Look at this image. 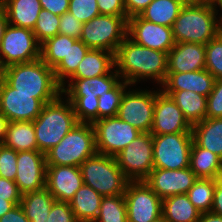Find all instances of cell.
I'll return each instance as SVG.
<instances>
[{"instance_id": "obj_1", "label": "cell", "mask_w": 222, "mask_h": 222, "mask_svg": "<svg viewBox=\"0 0 222 222\" xmlns=\"http://www.w3.org/2000/svg\"><path fill=\"white\" fill-rule=\"evenodd\" d=\"M115 69L129 85L141 79H153L162 85L167 77L168 53L138 45L126 37L116 51Z\"/></svg>"}, {"instance_id": "obj_2", "label": "cell", "mask_w": 222, "mask_h": 222, "mask_svg": "<svg viewBox=\"0 0 222 222\" xmlns=\"http://www.w3.org/2000/svg\"><path fill=\"white\" fill-rule=\"evenodd\" d=\"M1 77L15 88L16 92L33 94L34 98L44 104L55 100L62 93L53 68H50L41 58L5 67Z\"/></svg>"}, {"instance_id": "obj_3", "label": "cell", "mask_w": 222, "mask_h": 222, "mask_svg": "<svg viewBox=\"0 0 222 222\" xmlns=\"http://www.w3.org/2000/svg\"><path fill=\"white\" fill-rule=\"evenodd\" d=\"M212 3H186L175 19L172 32L175 43L206 45L222 31V19Z\"/></svg>"}, {"instance_id": "obj_4", "label": "cell", "mask_w": 222, "mask_h": 222, "mask_svg": "<svg viewBox=\"0 0 222 222\" xmlns=\"http://www.w3.org/2000/svg\"><path fill=\"white\" fill-rule=\"evenodd\" d=\"M113 70L107 75L93 78H70L68 85L61 87L62 94H66L72 104L78 123L93 124L98 120V97L122 80L116 69Z\"/></svg>"}, {"instance_id": "obj_5", "label": "cell", "mask_w": 222, "mask_h": 222, "mask_svg": "<svg viewBox=\"0 0 222 222\" xmlns=\"http://www.w3.org/2000/svg\"><path fill=\"white\" fill-rule=\"evenodd\" d=\"M62 95L61 93L55 100L46 103L33 121L37 151L45 154L59 144L78 123L72 104L67 98L64 100Z\"/></svg>"}, {"instance_id": "obj_6", "label": "cell", "mask_w": 222, "mask_h": 222, "mask_svg": "<svg viewBox=\"0 0 222 222\" xmlns=\"http://www.w3.org/2000/svg\"><path fill=\"white\" fill-rule=\"evenodd\" d=\"M97 154L95 131L90 123H77L62 141L46 154L47 166L80 167L88 158Z\"/></svg>"}, {"instance_id": "obj_7", "label": "cell", "mask_w": 222, "mask_h": 222, "mask_svg": "<svg viewBox=\"0 0 222 222\" xmlns=\"http://www.w3.org/2000/svg\"><path fill=\"white\" fill-rule=\"evenodd\" d=\"M83 184L103 197L124 195L129 180L119 168L115 157L96 154L80 165Z\"/></svg>"}, {"instance_id": "obj_8", "label": "cell", "mask_w": 222, "mask_h": 222, "mask_svg": "<svg viewBox=\"0 0 222 222\" xmlns=\"http://www.w3.org/2000/svg\"><path fill=\"white\" fill-rule=\"evenodd\" d=\"M127 20V16H96L83 23L80 40L90 49H103L116 54L127 37Z\"/></svg>"}, {"instance_id": "obj_9", "label": "cell", "mask_w": 222, "mask_h": 222, "mask_svg": "<svg viewBox=\"0 0 222 222\" xmlns=\"http://www.w3.org/2000/svg\"><path fill=\"white\" fill-rule=\"evenodd\" d=\"M154 168L180 170L189 167L192 133L152 135Z\"/></svg>"}, {"instance_id": "obj_10", "label": "cell", "mask_w": 222, "mask_h": 222, "mask_svg": "<svg viewBox=\"0 0 222 222\" xmlns=\"http://www.w3.org/2000/svg\"><path fill=\"white\" fill-rule=\"evenodd\" d=\"M115 158L129 181H144L154 169L151 133H141Z\"/></svg>"}, {"instance_id": "obj_11", "label": "cell", "mask_w": 222, "mask_h": 222, "mask_svg": "<svg viewBox=\"0 0 222 222\" xmlns=\"http://www.w3.org/2000/svg\"><path fill=\"white\" fill-rule=\"evenodd\" d=\"M40 46L32 29L9 24L0 46V63L3 69L39 59Z\"/></svg>"}, {"instance_id": "obj_12", "label": "cell", "mask_w": 222, "mask_h": 222, "mask_svg": "<svg viewBox=\"0 0 222 222\" xmlns=\"http://www.w3.org/2000/svg\"><path fill=\"white\" fill-rule=\"evenodd\" d=\"M98 154L116 157L141 132L118 116L102 118L93 124Z\"/></svg>"}, {"instance_id": "obj_13", "label": "cell", "mask_w": 222, "mask_h": 222, "mask_svg": "<svg viewBox=\"0 0 222 222\" xmlns=\"http://www.w3.org/2000/svg\"><path fill=\"white\" fill-rule=\"evenodd\" d=\"M124 196L128 222H152L162 216V199L144 181H129Z\"/></svg>"}, {"instance_id": "obj_14", "label": "cell", "mask_w": 222, "mask_h": 222, "mask_svg": "<svg viewBox=\"0 0 222 222\" xmlns=\"http://www.w3.org/2000/svg\"><path fill=\"white\" fill-rule=\"evenodd\" d=\"M156 91L127 90L124 92L117 116L141 133L150 132L153 122Z\"/></svg>"}, {"instance_id": "obj_15", "label": "cell", "mask_w": 222, "mask_h": 222, "mask_svg": "<svg viewBox=\"0 0 222 222\" xmlns=\"http://www.w3.org/2000/svg\"><path fill=\"white\" fill-rule=\"evenodd\" d=\"M45 104L33 97V94L16 92L0 76V112L13 121H34L41 113Z\"/></svg>"}, {"instance_id": "obj_16", "label": "cell", "mask_w": 222, "mask_h": 222, "mask_svg": "<svg viewBox=\"0 0 222 222\" xmlns=\"http://www.w3.org/2000/svg\"><path fill=\"white\" fill-rule=\"evenodd\" d=\"M192 126L171 96L157 89L151 135L192 133Z\"/></svg>"}, {"instance_id": "obj_17", "label": "cell", "mask_w": 222, "mask_h": 222, "mask_svg": "<svg viewBox=\"0 0 222 222\" xmlns=\"http://www.w3.org/2000/svg\"><path fill=\"white\" fill-rule=\"evenodd\" d=\"M127 37L138 45L166 53L175 45L172 27L149 22L139 15L127 20Z\"/></svg>"}, {"instance_id": "obj_18", "label": "cell", "mask_w": 222, "mask_h": 222, "mask_svg": "<svg viewBox=\"0 0 222 222\" xmlns=\"http://www.w3.org/2000/svg\"><path fill=\"white\" fill-rule=\"evenodd\" d=\"M46 157L41 151H20L15 183L22 194L46 187Z\"/></svg>"}, {"instance_id": "obj_19", "label": "cell", "mask_w": 222, "mask_h": 222, "mask_svg": "<svg viewBox=\"0 0 222 222\" xmlns=\"http://www.w3.org/2000/svg\"><path fill=\"white\" fill-rule=\"evenodd\" d=\"M198 177L189 167L180 170L154 168L144 182L162 200L178 194H187Z\"/></svg>"}, {"instance_id": "obj_20", "label": "cell", "mask_w": 222, "mask_h": 222, "mask_svg": "<svg viewBox=\"0 0 222 222\" xmlns=\"http://www.w3.org/2000/svg\"><path fill=\"white\" fill-rule=\"evenodd\" d=\"M82 185L83 178L80 167H46V188L56 201L70 202Z\"/></svg>"}, {"instance_id": "obj_21", "label": "cell", "mask_w": 222, "mask_h": 222, "mask_svg": "<svg viewBox=\"0 0 222 222\" xmlns=\"http://www.w3.org/2000/svg\"><path fill=\"white\" fill-rule=\"evenodd\" d=\"M205 45L191 42L175 43L168 52L167 72H192L205 69Z\"/></svg>"}, {"instance_id": "obj_22", "label": "cell", "mask_w": 222, "mask_h": 222, "mask_svg": "<svg viewBox=\"0 0 222 222\" xmlns=\"http://www.w3.org/2000/svg\"><path fill=\"white\" fill-rule=\"evenodd\" d=\"M215 80L206 69L183 73L167 72L166 80L161 86L162 91L189 90L207 97L213 90Z\"/></svg>"}, {"instance_id": "obj_23", "label": "cell", "mask_w": 222, "mask_h": 222, "mask_svg": "<svg viewBox=\"0 0 222 222\" xmlns=\"http://www.w3.org/2000/svg\"><path fill=\"white\" fill-rule=\"evenodd\" d=\"M115 68V54L103 49H90L71 78H93L109 74Z\"/></svg>"}, {"instance_id": "obj_24", "label": "cell", "mask_w": 222, "mask_h": 222, "mask_svg": "<svg viewBox=\"0 0 222 222\" xmlns=\"http://www.w3.org/2000/svg\"><path fill=\"white\" fill-rule=\"evenodd\" d=\"M193 141L222 159V118H205L192 126Z\"/></svg>"}, {"instance_id": "obj_25", "label": "cell", "mask_w": 222, "mask_h": 222, "mask_svg": "<svg viewBox=\"0 0 222 222\" xmlns=\"http://www.w3.org/2000/svg\"><path fill=\"white\" fill-rule=\"evenodd\" d=\"M102 195L83 184L69 202L78 222H95L98 217Z\"/></svg>"}, {"instance_id": "obj_26", "label": "cell", "mask_w": 222, "mask_h": 222, "mask_svg": "<svg viewBox=\"0 0 222 222\" xmlns=\"http://www.w3.org/2000/svg\"><path fill=\"white\" fill-rule=\"evenodd\" d=\"M3 7L10 25L32 30L42 9L39 0H7Z\"/></svg>"}, {"instance_id": "obj_27", "label": "cell", "mask_w": 222, "mask_h": 222, "mask_svg": "<svg viewBox=\"0 0 222 222\" xmlns=\"http://www.w3.org/2000/svg\"><path fill=\"white\" fill-rule=\"evenodd\" d=\"M163 92L172 97L191 126L206 118V96L189 90Z\"/></svg>"}, {"instance_id": "obj_28", "label": "cell", "mask_w": 222, "mask_h": 222, "mask_svg": "<svg viewBox=\"0 0 222 222\" xmlns=\"http://www.w3.org/2000/svg\"><path fill=\"white\" fill-rule=\"evenodd\" d=\"M2 144L17 152L37 151L36 134L33 121L9 122Z\"/></svg>"}, {"instance_id": "obj_29", "label": "cell", "mask_w": 222, "mask_h": 222, "mask_svg": "<svg viewBox=\"0 0 222 222\" xmlns=\"http://www.w3.org/2000/svg\"><path fill=\"white\" fill-rule=\"evenodd\" d=\"M55 201L56 199L45 187L22 194L20 205L30 222H46Z\"/></svg>"}, {"instance_id": "obj_30", "label": "cell", "mask_w": 222, "mask_h": 222, "mask_svg": "<svg viewBox=\"0 0 222 222\" xmlns=\"http://www.w3.org/2000/svg\"><path fill=\"white\" fill-rule=\"evenodd\" d=\"M200 212L187 194H178L162 200V216L167 222H198Z\"/></svg>"}, {"instance_id": "obj_31", "label": "cell", "mask_w": 222, "mask_h": 222, "mask_svg": "<svg viewBox=\"0 0 222 222\" xmlns=\"http://www.w3.org/2000/svg\"><path fill=\"white\" fill-rule=\"evenodd\" d=\"M185 4L181 0H153L139 16L149 22L172 27Z\"/></svg>"}, {"instance_id": "obj_32", "label": "cell", "mask_w": 222, "mask_h": 222, "mask_svg": "<svg viewBox=\"0 0 222 222\" xmlns=\"http://www.w3.org/2000/svg\"><path fill=\"white\" fill-rule=\"evenodd\" d=\"M222 166V159L194 141L190 150L189 168L198 178L215 179Z\"/></svg>"}, {"instance_id": "obj_33", "label": "cell", "mask_w": 222, "mask_h": 222, "mask_svg": "<svg viewBox=\"0 0 222 222\" xmlns=\"http://www.w3.org/2000/svg\"><path fill=\"white\" fill-rule=\"evenodd\" d=\"M90 48L81 40L69 37V52L53 69L57 83L66 86V78H71Z\"/></svg>"}, {"instance_id": "obj_34", "label": "cell", "mask_w": 222, "mask_h": 222, "mask_svg": "<svg viewBox=\"0 0 222 222\" xmlns=\"http://www.w3.org/2000/svg\"><path fill=\"white\" fill-rule=\"evenodd\" d=\"M216 183V179L198 178L188 190L190 202L200 213L211 211Z\"/></svg>"}, {"instance_id": "obj_35", "label": "cell", "mask_w": 222, "mask_h": 222, "mask_svg": "<svg viewBox=\"0 0 222 222\" xmlns=\"http://www.w3.org/2000/svg\"><path fill=\"white\" fill-rule=\"evenodd\" d=\"M69 52V37L58 34L49 38L40 46V58L50 67L55 68Z\"/></svg>"}, {"instance_id": "obj_36", "label": "cell", "mask_w": 222, "mask_h": 222, "mask_svg": "<svg viewBox=\"0 0 222 222\" xmlns=\"http://www.w3.org/2000/svg\"><path fill=\"white\" fill-rule=\"evenodd\" d=\"M95 222H128L124 195L102 197Z\"/></svg>"}, {"instance_id": "obj_37", "label": "cell", "mask_w": 222, "mask_h": 222, "mask_svg": "<svg viewBox=\"0 0 222 222\" xmlns=\"http://www.w3.org/2000/svg\"><path fill=\"white\" fill-rule=\"evenodd\" d=\"M128 86L131 85L121 80L113 89L98 97V120L117 116L122 97Z\"/></svg>"}, {"instance_id": "obj_38", "label": "cell", "mask_w": 222, "mask_h": 222, "mask_svg": "<svg viewBox=\"0 0 222 222\" xmlns=\"http://www.w3.org/2000/svg\"><path fill=\"white\" fill-rule=\"evenodd\" d=\"M60 16L41 9L33 32L37 42L41 45L49 38L59 34Z\"/></svg>"}, {"instance_id": "obj_39", "label": "cell", "mask_w": 222, "mask_h": 222, "mask_svg": "<svg viewBox=\"0 0 222 222\" xmlns=\"http://www.w3.org/2000/svg\"><path fill=\"white\" fill-rule=\"evenodd\" d=\"M205 69L214 78H222V31L205 45Z\"/></svg>"}, {"instance_id": "obj_40", "label": "cell", "mask_w": 222, "mask_h": 222, "mask_svg": "<svg viewBox=\"0 0 222 222\" xmlns=\"http://www.w3.org/2000/svg\"><path fill=\"white\" fill-rule=\"evenodd\" d=\"M68 12L82 23L100 15L97 0H70Z\"/></svg>"}, {"instance_id": "obj_41", "label": "cell", "mask_w": 222, "mask_h": 222, "mask_svg": "<svg viewBox=\"0 0 222 222\" xmlns=\"http://www.w3.org/2000/svg\"><path fill=\"white\" fill-rule=\"evenodd\" d=\"M18 152L0 144V177L15 181Z\"/></svg>"}, {"instance_id": "obj_42", "label": "cell", "mask_w": 222, "mask_h": 222, "mask_svg": "<svg viewBox=\"0 0 222 222\" xmlns=\"http://www.w3.org/2000/svg\"><path fill=\"white\" fill-rule=\"evenodd\" d=\"M206 118H222V78L215 80L213 90L207 96Z\"/></svg>"}, {"instance_id": "obj_43", "label": "cell", "mask_w": 222, "mask_h": 222, "mask_svg": "<svg viewBox=\"0 0 222 222\" xmlns=\"http://www.w3.org/2000/svg\"><path fill=\"white\" fill-rule=\"evenodd\" d=\"M83 23L69 12L60 16L59 34L80 40Z\"/></svg>"}, {"instance_id": "obj_44", "label": "cell", "mask_w": 222, "mask_h": 222, "mask_svg": "<svg viewBox=\"0 0 222 222\" xmlns=\"http://www.w3.org/2000/svg\"><path fill=\"white\" fill-rule=\"evenodd\" d=\"M46 222H78L69 202L55 201Z\"/></svg>"}, {"instance_id": "obj_45", "label": "cell", "mask_w": 222, "mask_h": 222, "mask_svg": "<svg viewBox=\"0 0 222 222\" xmlns=\"http://www.w3.org/2000/svg\"><path fill=\"white\" fill-rule=\"evenodd\" d=\"M100 15L127 16L124 0H97Z\"/></svg>"}, {"instance_id": "obj_46", "label": "cell", "mask_w": 222, "mask_h": 222, "mask_svg": "<svg viewBox=\"0 0 222 222\" xmlns=\"http://www.w3.org/2000/svg\"><path fill=\"white\" fill-rule=\"evenodd\" d=\"M0 198H6L10 202H20L22 193L14 181L0 177Z\"/></svg>"}, {"instance_id": "obj_47", "label": "cell", "mask_w": 222, "mask_h": 222, "mask_svg": "<svg viewBox=\"0 0 222 222\" xmlns=\"http://www.w3.org/2000/svg\"><path fill=\"white\" fill-rule=\"evenodd\" d=\"M41 8L56 15H63L68 12L70 0H39Z\"/></svg>"}, {"instance_id": "obj_48", "label": "cell", "mask_w": 222, "mask_h": 222, "mask_svg": "<svg viewBox=\"0 0 222 222\" xmlns=\"http://www.w3.org/2000/svg\"><path fill=\"white\" fill-rule=\"evenodd\" d=\"M152 1L153 0H124L128 19L140 15Z\"/></svg>"}, {"instance_id": "obj_49", "label": "cell", "mask_w": 222, "mask_h": 222, "mask_svg": "<svg viewBox=\"0 0 222 222\" xmlns=\"http://www.w3.org/2000/svg\"><path fill=\"white\" fill-rule=\"evenodd\" d=\"M0 222H30L20 204L0 217Z\"/></svg>"}, {"instance_id": "obj_50", "label": "cell", "mask_w": 222, "mask_h": 222, "mask_svg": "<svg viewBox=\"0 0 222 222\" xmlns=\"http://www.w3.org/2000/svg\"><path fill=\"white\" fill-rule=\"evenodd\" d=\"M210 212L222 216V187H220L217 183L215 186L213 205Z\"/></svg>"}, {"instance_id": "obj_51", "label": "cell", "mask_w": 222, "mask_h": 222, "mask_svg": "<svg viewBox=\"0 0 222 222\" xmlns=\"http://www.w3.org/2000/svg\"><path fill=\"white\" fill-rule=\"evenodd\" d=\"M8 17L4 7L0 6V46L5 33L6 28L8 27Z\"/></svg>"}, {"instance_id": "obj_52", "label": "cell", "mask_w": 222, "mask_h": 222, "mask_svg": "<svg viewBox=\"0 0 222 222\" xmlns=\"http://www.w3.org/2000/svg\"><path fill=\"white\" fill-rule=\"evenodd\" d=\"M18 204H20V202H10L7 201L6 198H0V217L9 212Z\"/></svg>"}, {"instance_id": "obj_53", "label": "cell", "mask_w": 222, "mask_h": 222, "mask_svg": "<svg viewBox=\"0 0 222 222\" xmlns=\"http://www.w3.org/2000/svg\"><path fill=\"white\" fill-rule=\"evenodd\" d=\"M198 222H222V216L212 212L201 213Z\"/></svg>"}, {"instance_id": "obj_54", "label": "cell", "mask_w": 222, "mask_h": 222, "mask_svg": "<svg viewBox=\"0 0 222 222\" xmlns=\"http://www.w3.org/2000/svg\"><path fill=\"white\" fill-rule=\"evenodd\" d=\"M8 123V119L0 112V144L4 141Z\"/></svg>"}, {"instance_id": "obj_55", "label": "cell", "mask_w": 222, "mask_h": 222, "mask_svg": "<svg viewBox=\"0 0 222 222\" xmlns=\"http://www.w3.org/2000/svg\"><path fill=\"white\" fill-rule=\"evenodd\" d=\"M215 179H216L217 184L220 187H222V166H221L220 170L218 171L217 176H216Z\"/></svg>"}, {"instance_id": "obj_56", "label": "cell", "mask_w": 222, "mask_h": 222, "mask_svg": "<svg viewBox=\"0 0 222 222\" xmlns=\"http://www.w3.org/2000/svg\"><path fill=\"white\" fill-rule=\"evenodd\" d=\"M213 6L214 8L217 10V7L220 8V10H222V0H216L214 3H213ZM220 18L222 19V14H220Z\"/></svg>"}, {"instance_id": "obj_57", "label": "cell", "mask_w": 222, "mask_h": 222, "mask_svg": "<svg viewBox=\"0 0 222 222\" xmlns=\"http://www.w3.org/2000/svg\"><path fill=\"white\" fill-rule=\"evenodd\" d=\"M152 222H167L163 216L159 217L158 219L152 221Z\"/></svg>"}, {"instance_id": "obj_58", "label": "cell", "mask_w": 222, "mask_h": 222, "mask_svg": "<svg viewBox=\"0 0 222 222\" xmlns=\"http://www.w3.org/2000/svg\"><path fill=\"white\" fill-rule=\"evenodd\" d=\"M197 1L213 4L216 0H197Z\"/></svg>"}, {"instance_id": "obj_59", "label": "cell", "mask_w": 222, "mask_h": 222, "mask_svg": "<svg viewBox=\"0 0 222 222\" xmlns=\"http://www.w3.org/2000/svg\"><path fill=\"white\" fill-rule=\"evenodd\" d=\"M183 1L184 3H192V2H196L197 0H181Z\"/></svg>"}, {"instance_id": "obj_60", "label": "cell", "mask_w": 222, "mask_h": 222, "mask_svg": "<svg viewBox=\"0 0 222 222\" xmlns=\"http://www.w3.org/2000/svg\"><path fill=\"white\" fill-rule=\"evenodd\" d=\"M7 2V0H0V6H4L5 5V3Z\"/></svg>"}, {"instance_id": "obj_61", "label": "cell", "mask_w": 222, "mask_h": 222, "mask_svg": "<svg viewBox=\"0 0 222 222\" xmlns=\"http://www.w3.org/2000/svg\"><path fill=\"white\" fill-rule=\"evenodd\" d=\"M2 72H3V67H2V65L0 63V76L2 75Z\"/></svg>"}]
</instances>
